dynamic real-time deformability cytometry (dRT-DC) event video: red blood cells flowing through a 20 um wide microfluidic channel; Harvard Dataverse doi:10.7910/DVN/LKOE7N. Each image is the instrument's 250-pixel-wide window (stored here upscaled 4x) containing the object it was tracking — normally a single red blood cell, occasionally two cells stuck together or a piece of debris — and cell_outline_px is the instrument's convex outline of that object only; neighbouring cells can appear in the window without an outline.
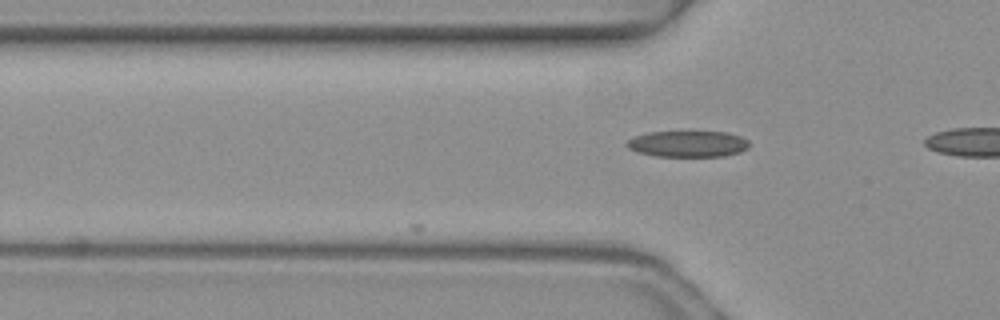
{"species": "common noctule bat (a hibernating species)", "species_latin": "Nyctalus noctula", "temperature_condition": "warm", "stored_images_in_passage": 6, "camera_frame_rate_fps": 3000, "um_per_image_px": 0.085, "animal": {"sex": "female", "body_mass_g": 19.3, "forearm_length_mm": 54.1}, "frame": {"image": 1, "passage_image": 2, "time_ms": 0.333, "image_size_px": [1000, 320], "cell_outline_px": [[748, 148], [740, 152], [724, 156], [656, 156], [636, 152], [628, 148], [624, 144], [628, 140], [636, 136], [648, 132], [728, 132], [740, 136], [748, 140]], "centroid_in_image_um": [58.46, 12.23], "position_along_channel_um": 67.3, "area_um2": 18.67}}